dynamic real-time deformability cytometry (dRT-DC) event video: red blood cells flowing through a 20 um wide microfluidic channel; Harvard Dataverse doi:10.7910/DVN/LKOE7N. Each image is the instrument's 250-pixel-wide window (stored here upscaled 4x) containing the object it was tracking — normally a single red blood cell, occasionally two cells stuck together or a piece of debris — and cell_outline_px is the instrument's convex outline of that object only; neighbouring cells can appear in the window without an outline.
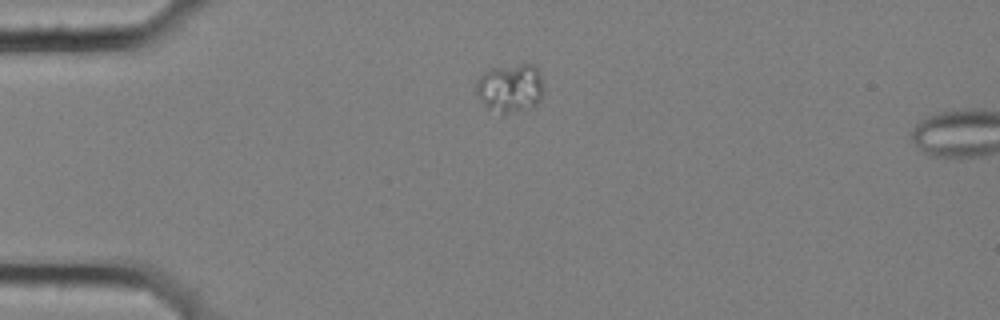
{"species": "common noctule bat (a hibernating species)", "species_latin": "Nyctalus noctula", "temperature_condition": "cold", "stored_images_in_passage": 2, "camera_frame_rate_fps": 3000, "um_per_image_px": 0.085, "animal": {"sex": "female", "body_mass_g": 25.1}, "frame": {"image": 1, "passage_image": 1, "time_ms": 0.0, "image_size_px": [1000, 320], "cell_outline_px": [[544, 92], [540, 100], [532, 108], [504, 112], [500, 112], [488, 108], [484, 104], [476, 92], [476, 80], [488, 68], [520, 64], [532, 64], [540, 72], [544, 84]], "centroid_in_image_um": [43.4, 7.44], "position_along_channel_um": 41.6, "area_um2": 19.13}}